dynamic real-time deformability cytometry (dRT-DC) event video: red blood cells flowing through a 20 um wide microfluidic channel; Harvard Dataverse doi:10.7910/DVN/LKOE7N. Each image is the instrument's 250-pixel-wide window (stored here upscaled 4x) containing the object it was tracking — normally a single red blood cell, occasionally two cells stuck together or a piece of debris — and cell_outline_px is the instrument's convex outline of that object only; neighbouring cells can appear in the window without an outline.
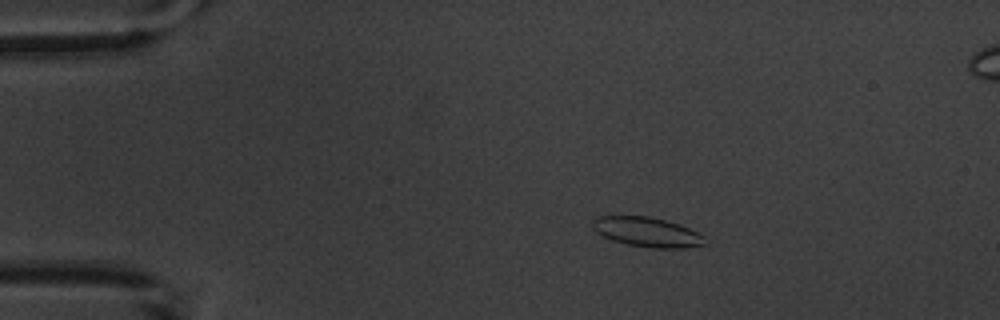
{"species": "common noctule bat (a hibernating species)", "species_latin": "Nyctalus noctula", "temperature_condition": "warm", "stored_images_in_passage": 6, "camera_frame_rate_fps": 3000, "um_per_image_px": 0.085, "animal": {"sex": "male", "body_mass_g": 20.1, "forearm_length_mm": 53.5}, "frame": {"image": 1, "passage_image": 3, "time_ms": 3.333, "image_size_px": [1000, 320], "cell_outline_px": [[708, 244], [684, 248], [652, 248], [628, 244], [612, 240], [596, 232], [592, 228], [592, 220], [596, 216], [648, 216], [664, 220], [688, 228], [704, 236]], "centroid_in_image_um": [54.99, 19.73], "position_along_channel_um": 30.0, "area_um2": 19.31}}